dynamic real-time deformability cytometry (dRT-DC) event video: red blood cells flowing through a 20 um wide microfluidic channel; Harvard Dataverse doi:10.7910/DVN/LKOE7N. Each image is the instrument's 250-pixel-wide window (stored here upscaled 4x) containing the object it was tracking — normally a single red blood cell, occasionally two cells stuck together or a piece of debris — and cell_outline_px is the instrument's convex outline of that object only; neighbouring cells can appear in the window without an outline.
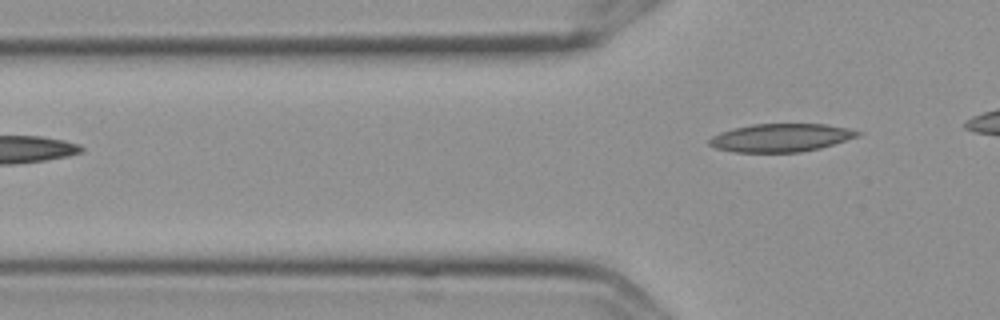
{"species": "Egyptian fruit bat (a non-hibernating species)", "species_latin": "Rousettus aegyptiacus", "temperature_condition": "cold", "stored_images_in_passage": 3, "camera_frame_rate_fps": 3000, "um_per_image_px": 0.085, "frame": {"image": 1, "passage_image": 3, "time_ms": 0.667, "image_size_px": [1000, 320], "cell_outline_px": [[864, 132], [860, 136], [820, 148], [800, 152], [736, 152], [716, 148], [708, 144], [708, 140], [712, 136], [720, 132], [732, 128], [752, 124], [828, 124], [848, 128]], "centroid_in_image_um": [66.39, 11.7], "position_along_channel_um": 59.4, "area_um2": 24.45}}